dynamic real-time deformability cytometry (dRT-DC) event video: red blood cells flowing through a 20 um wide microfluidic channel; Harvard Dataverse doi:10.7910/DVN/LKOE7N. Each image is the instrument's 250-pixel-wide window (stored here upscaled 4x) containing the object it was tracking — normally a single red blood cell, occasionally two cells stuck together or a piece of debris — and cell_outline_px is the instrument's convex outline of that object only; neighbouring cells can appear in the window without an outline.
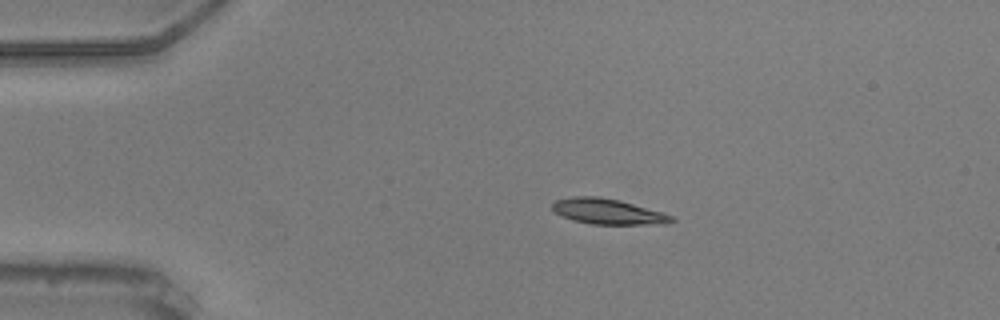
{"species": "common noctule bat (a hibernating species)", "species_latin": "Nyctalus noctula", "temperature_condition": "warm", "stored_images_in_passage": 45, "camera_frame_rate_fps": 3000, "um_per_image_px": 0.085, "animal": {"sex": "male", "body_mass_g": 20.5, "forearm_length_mm": 52.5}, "frame": {"image": 1, "passage_image": 1, "time_ms": 0.0, "image_size_px": [1000, 320], "cell_outline_px": [[676, 220], [668, 224], [592, 224], [572, 220], [556, 212], [552, 208], [552, 204], [556, 200], [572, 196], [600, 196], [632, 204], [660, 212], [672, 216]], "centroid_in_image_um": [51.65, 17.98], "position_along_channel_um": 33.3, "area_um2": 17.4}}
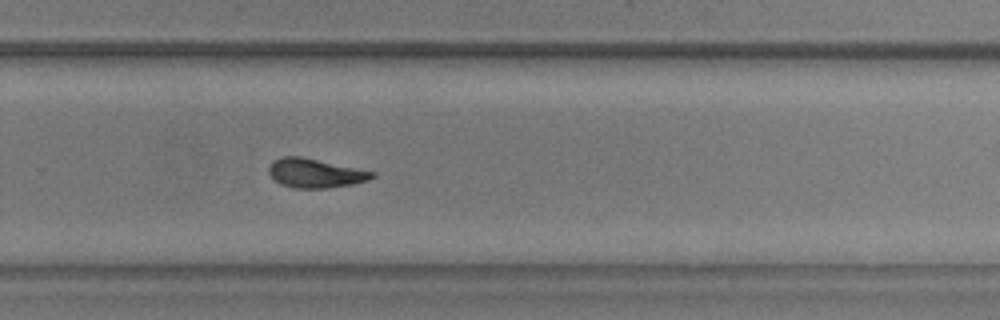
{"frame": {"image": 2, "passage_image": 27, "time_ms": 8.667, "image_size_px": [1000, 320], "cell_outline_px": [[376, 176], [368, 180], [352, 184], [328, 188], [296, 188], [280, 184], [268, 172], [268, 168], [272, 160], [280, 156], [300, 156], [376, 172]], "centroid_in_image_um": [26.78, 14.71], "position_along_channel_um": 303.0, "area_um2": 17.51}}
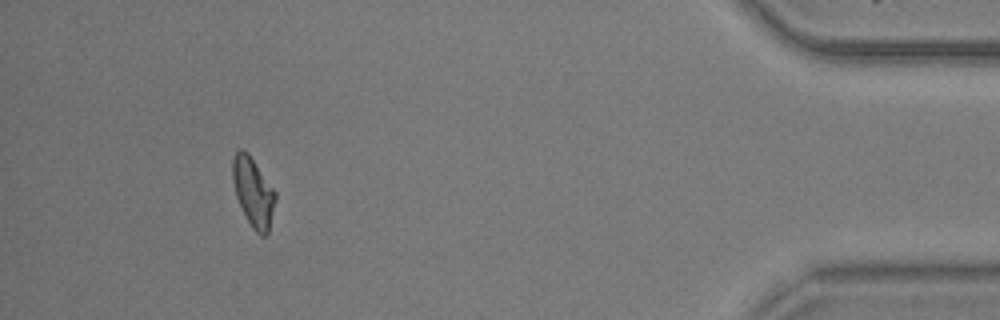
{"frame": {"image": 3, "passage_image": 41, "time_ms": 13.333, "image_size_px": [1000, 320], "cell_outline_px": [[276, 200], [268, 232], [264, 236], [260, 236], [252, 228], [236, 196], [232, 180], [232, 160], [236, 152], [240, 148], [244, 148], [248, 152], [276, 192]], "centroid_in_image_um": [21.52, 16.3], "position_along_channel_um": 413.7, "area_um2": 17.17}, "authors_computed_cell_mechanics": {"area_um2": 17.5134, "velocity_mm_per_s": 3.6557, "shape_relaxation_time_tau1_ms": 4.2513, "shape_relaxation_time_tau2_ms": 5.0858, "deformation_change_tau1": 0.1529, "deformation_change_tau2": 0.1012}}